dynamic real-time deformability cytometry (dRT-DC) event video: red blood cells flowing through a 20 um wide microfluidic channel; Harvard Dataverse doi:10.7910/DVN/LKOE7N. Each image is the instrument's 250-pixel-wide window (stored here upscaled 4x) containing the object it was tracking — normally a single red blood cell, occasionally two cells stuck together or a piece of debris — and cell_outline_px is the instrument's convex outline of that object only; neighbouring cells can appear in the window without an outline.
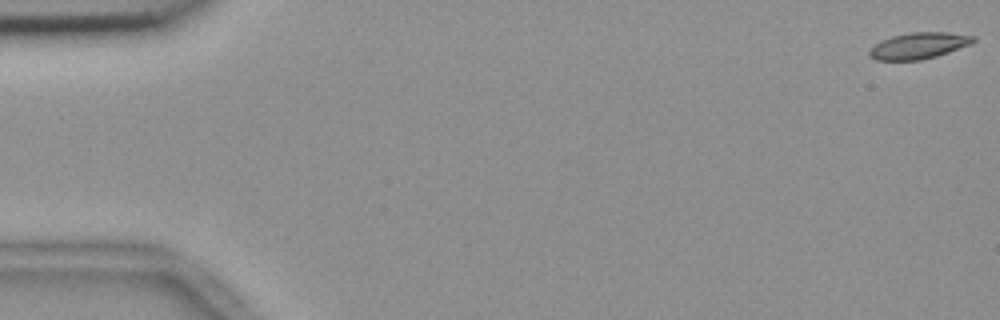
{"species": "common noctule bat (a hibernating species)", "species_latin": "Nyctalus noctula", "temperature_condition": "room temperature", "stored_images_in_passage": 49, "camera_frame_rate_fps": 3000, "um_per_image_px": 0.085, "animal": {"sex": "female", "body_mass_g": 18.4}, "frame": {"image": 1, "passage_image": 1, "time_ms": 0.0, "image_size_px": [1000, 320], "cell_outline_px": [[976, 40], [972, 44], [936, 56], [920, 60], [876, 60], [868, 56], [868, 48], [880, 40], [892, 36], [912, 32], [948, 32], [976, 36]], "centroid_in_image_um": [78.07, 3.88], "position_along_channel_um": 6.9, "area_um2": 16.13}}
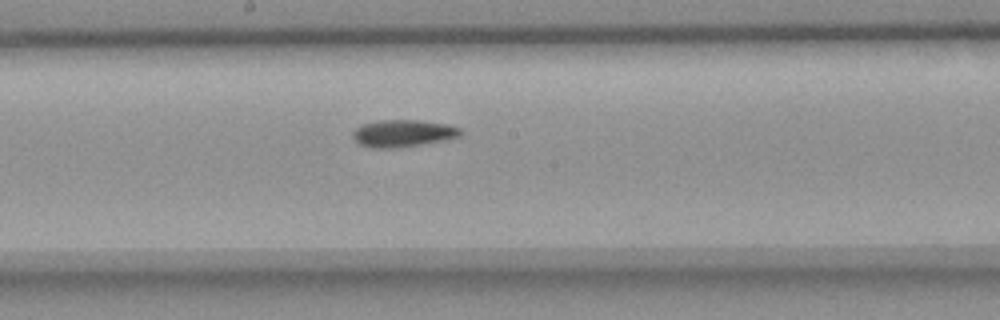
{"frame": {"image": 2, "passage_image": 30, "time_ms": 9.667, "image_size_px": [1000, 320], "cell_outline_px": [[464, 132], [460, 136], [444, 140], [400, 148], [368, 148], [356, 144], [352, 140], [352, 132], [356, 128], [364, 124], [380, 120], [420, 120], [448, 124], [460, 128]], "centroid_in_image_um": [34.22, 11.35], "position_along_channel_um": 214.0, "area_um2": 17.4}}
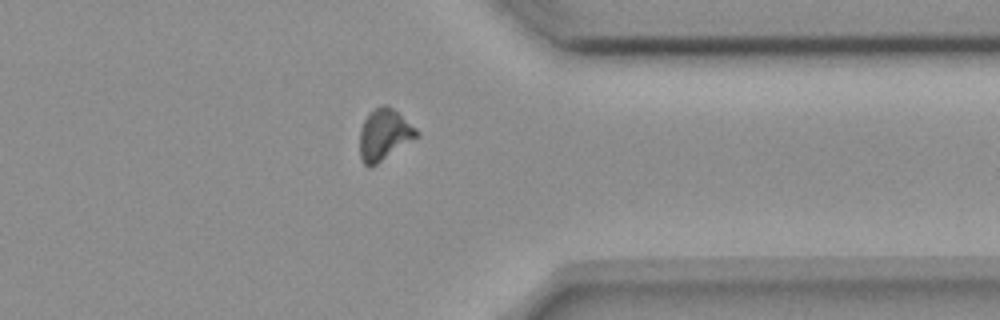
{"frame": {"image": 3, "passage_image": 44, "time_ms": 14.333, "image_size_px": [1000, 320], "cell_outline_px": [[420, 136], [372, 168], [368, 168], [360, 160], [360, 128], [368, 112], [384, 104], [388, 104], [416, 128], [420, 132]], "centroid_in_image_um": [32.66, 11.47], "position_along_channel_um": 378.7, "area_um2": 17.4}}